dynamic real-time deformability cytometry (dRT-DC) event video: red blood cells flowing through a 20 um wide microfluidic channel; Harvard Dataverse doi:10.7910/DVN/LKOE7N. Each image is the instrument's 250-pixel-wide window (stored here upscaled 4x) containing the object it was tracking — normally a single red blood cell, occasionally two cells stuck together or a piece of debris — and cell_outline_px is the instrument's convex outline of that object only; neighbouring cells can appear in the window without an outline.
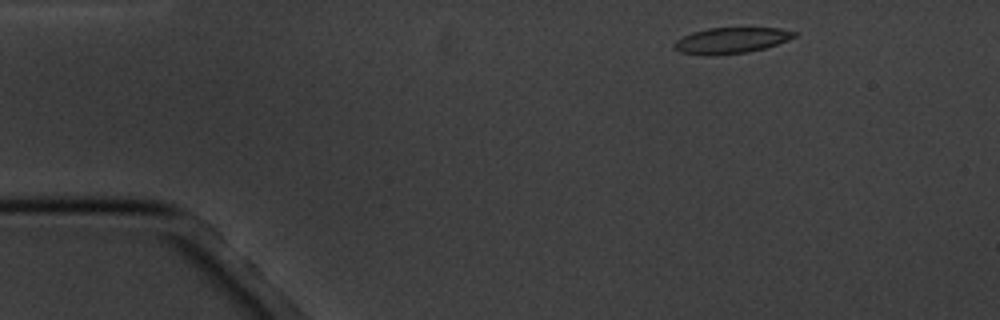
{"species": "common noctule bat (a hibernating species)", "species_latin": "Nyctalus noctula", "temperature_condition": "cold", "stored_images_in_passage": 11, "camera_frame_rate_fps": 3000, "um_per_image_px": 0.085, "animal": {"sex": "male", "body_mass_g": 20.1, "forearm_length_mm": 53.5}, "frame": {"image": 1, "passage_image": 1, "time_ms": 0.0, "image_size_px": [1000, 320], "cell_outline_px": [[800, 32], [796, 36], [788, 40], [764, 48], [748, 52], [680, 52], [672, 48], [672, 44], [676, 40], [692, 32], [708, 28], [780, 28]], "centroid_in_image_um": [62.23, 3.37], "position_along_channel_um": 22.8, "area_um2": 17.28}}
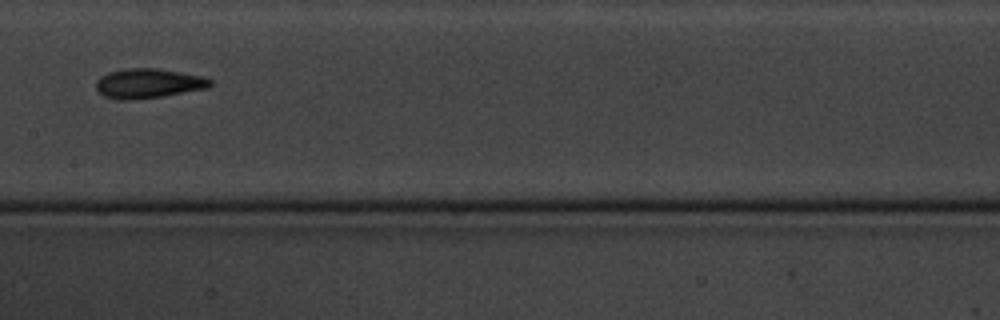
{"frame": {"image": 2, "passage_image": 7, "time_ms": 7.0, "image_size_px": [1000, 320], "cell_outline_px": [[212, 84], [208, 88], [164, 96], [132, 100], [120, 100], [104, 96], [96, 88], [96, 80], [100, 76], [108, 72], [124, 68], [156, 68], [204, 76], [212, 80]], "centroid_in_image_um": [12.61, 7.08], "position_along_channel_um": 194.8, "area_um2": 19.88}}
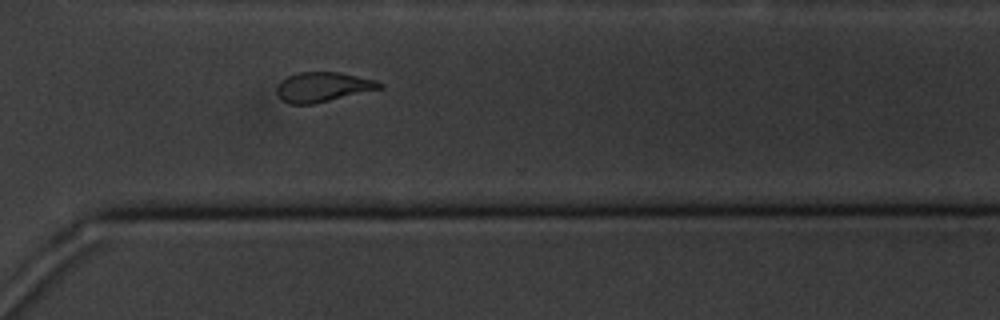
{"frame": {"image": 3, "passage_image": 11, "time_ms": 11.333, "image_size_px": [1000, 320], "cell_outline_px": [[384, 88], [312, 104], [288, 104], [276, 92], [276, 88], [280, 80], [288, 76], [300, 72], [340, 72], [376, 80], [384, 84]], "centroid_in_image_um": [27.47, 7.38], "position_along_channel_um": 343.1, "area_um2": 17.8}}